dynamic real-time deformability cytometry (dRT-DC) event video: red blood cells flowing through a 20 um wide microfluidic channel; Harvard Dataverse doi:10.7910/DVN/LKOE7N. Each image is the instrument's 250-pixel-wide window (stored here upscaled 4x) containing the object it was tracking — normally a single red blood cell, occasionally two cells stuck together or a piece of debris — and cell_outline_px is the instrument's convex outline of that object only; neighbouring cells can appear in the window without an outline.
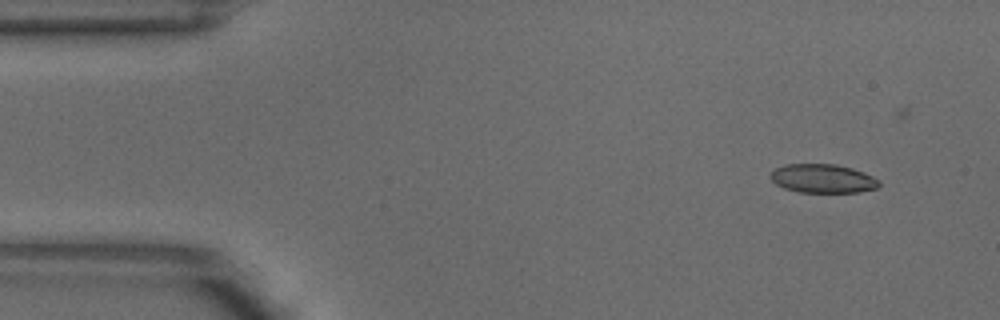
{"species": "common noctule bat (a hibernating species)", "species_latin": "Nyctalus noctula", "temperature_condition": "warm", "stored_images_in_passage": 5, "camera_frame_rate_fps": 3000, "um_per_image_px": 0.085, "animal": {"sex": "male", "body_mass_g": 18.8}, "frame": {"image": 1, "passage_image": 1, "time_ms": 0.0, "image_size_px": [1000, 320], "cell_outline_px": [[880, 184], [876, 188], [860, 192], [800, 192], [784, 188], [776, 184], [768, 176], [776, 168], [784, 164], [836, 164], [852, 168], [864, 172], [880, 180]], "centroid_in_image_um": [69.94, 15.17], "position_along_channel_um": 15.1, "area_um2": 18.26}}
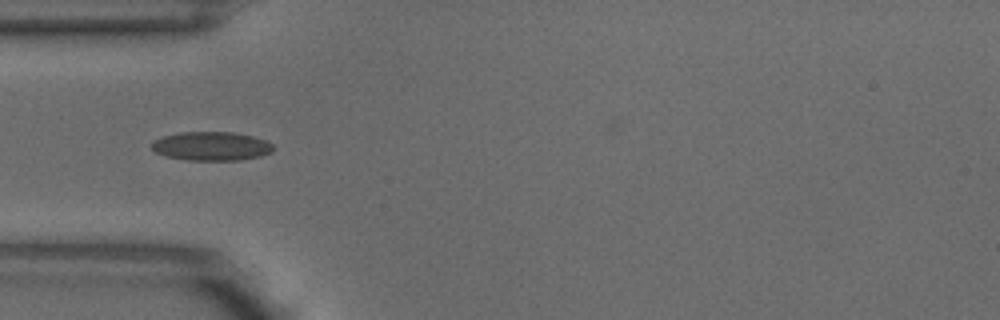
{"frame": {"image": 2, "passage_image": 4, "time_ms": 1.0, "image_size_px": [1000, 320], "cell_outline_px": [[276, 148], [272, 152], [260, 156], [240, 160], [188, 160], [164, 156], [156, 152], [152, 148], [152, 144], [156, 140], [164, 136], [180, 132], [232, 132], [252, 136], [268, 140]], "centroid_in_image_um": [18.02, 12.42], "position_along_channel_um": 67.0, "area_um2": 20.46}}